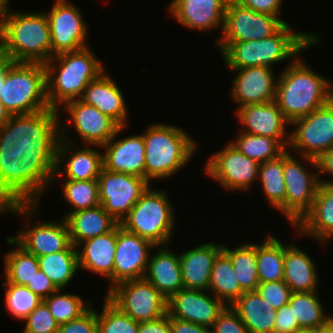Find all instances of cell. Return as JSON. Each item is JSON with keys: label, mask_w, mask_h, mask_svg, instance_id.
I'll list each match as a JSON object with an SVG mask.
<instances>
[{"label": "cell", "mask_w": 333, "mask_h": 333, "mask_svg": "<svg viewBox=\"0 0 333 333\" xmlns=\"http://www.w3.org/2000/svg\"><path fill=\"white\" fill-rule=\"evenodd\" d=\"M155 245L137 234L117 225V244L113 264V287L117 284L144 278L150 252Z\"/></svg>", "instance_id": "17"}, {"label": "cell", "mask_w": 333, "mask_h": 333, "mask_svg": "<svg viewBox=\"0 0 333 333\" xmlns=\"http://www.w3.org/2000/svg\"><path fill=\"white\" fill-rule=\"evenodd\" d=\"M185 130L166 123H154L143 133L145 179L167 180L193 158L198 142Z\"/></svg>", "instance_id": "6"}, {"label": "cell", "mask_w": 333, "mask_h": 333, "mask_svg": "<svg viewBox=\"0 0 333 333\" xmlns=\"http://www.w3.org/2000/svg\"><path fill=\"white\" fill-rule=\"evenodd\" d=\"M208 291L226 306H231L244 292L236 278L232 261L223 250L214 260Z\"/></svg>", "instance_id": "34"}, {"label": "cell", "mask_w": 333, "mask_h": 333, "mask_svg": "<svg viewBox=\"0 0 333 333\" xmlns=\"http://www.w3.org/2000/svg\"><path fill=\"white\" fill-rule=\"evenodd\" d=\"M286 23L281 18L248 9L236 0H228L222 35L215 43L233 44L268 38Z\"/></svg>", "instance_id": "13"}, {"label": "cell", "mask_w": 333, "mask_h": 333, "mask_svg": "<svg viewBox=\"0 0 333 333\" xmlns=\"http://www.w3.org/2000/svg\"><path fill=\"white\" fill-rule=\"evenodd\" d=\"M236 72L229 96L238 107L263 104L275 100L277 79L274 69L267 66H253L230 69Z\"/></svg>", "instance_id": "20"}, {"label": "cell", "mask_w": 333, "mask_h": 333, "mask_svg": "<svg viewBox=\"0 0 333 333\" xmlns=\"http://www.w3.org/2000/svg\"><path fill=\"white\" fill-rule=\"evenodd\" d=\"M277 76L275 102L286 119L309 115L333 98V84L297 57Z\"/></svg>", "instance_id": "4"}, {"label": "cell", "mask_w": 333, "mask_h": 333, "mask_svg": "<svg viewBox=\"0 0 333 333\" xmlns=\"http://www.w3.org/2000/svg\"><path fill=\"white\" fill-rule=\"evenodd\" d=\"M172 333H212L211 328L170 317Z\"/></svg>", "instance_id": "54"}, {"label": "cell", "mask_w": 333, "mask_h": 333, "mask_svg": "<svg viewBox=\"0 0 333 333\" xmlns=\"http://www.w3.org/2000/svg\"><path fill=\"white\" fill-rule=\"evenodd\" d=\"M69 138L48 131L37 141L32 158L20 169L21 184L38 200L58 177L75 181L97 180L99 177L103 169V153L93 148L101 149V146L87 145L74 152L73 148L77 146Z\"/></svg>", "instance_id": "1"}, {"label": "cell", "mask_w": 333, "mask_h": 333, "mask_svg": "<svg viewBox=\"0 0 333 333\" xmlns=\"http://www.w3.org/2000/svg\"><path fill=\"white\" fill-rule=\"evenodd\" d=\"M0 35L10 61L45 64L52 58L45 12H14L9 8L0 21Z\"/></svg>", "instance_id": "7"}, {"label": "cell", "mask_w": 333, "mask_h": 333, "mask_svg": "<svg viewBox=\"0 0 333 333\" xmlns=\"http://www.w3.org/2000/svg\"><path fill=\"white\" fill-rule=\"evenodd\" d=\"M294 333H318V329L300 328Z\"/></svg>", "instance_id": "60"}, {"label": "cell", "mask_w": 333, "mask_h": 333, "mask_svg": "<svg viewBox=\"0 0 333 333\" xmlns=\"http://www.w3.org/2000/svg\"><path fill=\"white\" fill-rule=\"evenodd\" d=\"M80 100L88 105L95 106L120 127L127 126L128 111L124 93L122 94L116 81L112 79V76L105 74V71L88 84Z\"/></svg>", "instance_id": "26"}, {"label": "cell", "mask_w": 333, "mask_h": 333, "mask_svg": "<svg viewBox=\"0 0 333 333\" xmlns=\"http://www.w3.org/2000/svg\"><path fill=\"white\" fill-rule=\"evenodd\" d=\"M11 237L27 252L37 257L61 252L71 244L69 227L65 218H62L61 222L38 220V223L24 228Z\"/></svg>", "instance_id": "24"}, {"label": "cell", "mask_w": 333, "mask_h": 333, "mask_svg": "<svg viewBox=\"0 0 333 333\" xmlns=\"http://www.w3.org/2000/svg\"><path fill=\"white\" fill-rule=\"evenodd\" d=\"M37 150V141L10 115L0 102V154L22 168Z\"/></svg>", "instance_id": "30"}, {"label": "cell", "mask_w": 333, "mask_h": 333, "mask_svg": "<svg viewBox=\"0 0 333 333\" xmlns=\"http://www.w3.org/2000/svg\"><path fill=\"white\" fill-rule=\"evenodd\" d=\"M256 244V261L259 283L284 279V244L274 235H267Z\"/></svg>", "instance_id": "35"}, {"label": "cell", "mask_w": 333, "mask_h": 333, "mask_svg": "<svg viewBox=\"0 0 333 333\" xmlns=\"http://www.w3.org/2000/svg\"><path fill=\"white\" fill-rule=\"evenodd\" d=\"M58 333H97V310L92 305L78 318L60 325Z\"/></svg>", "instance_id": "48"}, {"label": "cell", "mask_w": 333, "mask_h": 333, "mask_svg": "<svg viewBox=\"0 0 333 333\" xmlns=\"http://www.w3.org/2000/svg\"><path fill=\"white\" fill-rule=\"evenodd\" d=\"M258 179L269 204L285 215L286 186L283 175V154L274 160L260 164Z\"/></svg>", "instance_id": "40"}, {"label": "cell", "mask_w": 333, "mask_h": 333, "mask_svg": "<svg viewBox=\"0 0 333 333\" xmlns=\"http://www.w3.org/2000/svg\"><path fill=\"white\" fill-rule=\"evenodd\" d=\"M23 321H26L23 333H58L59 325L44 301Z\"/></svg>", "instance_id": "46"}, {"label": "cell", "mask_w": 333, "mask_h": 333, "mask_svg": "<svg viewBox=\"0 0 333 333\" xmlns=\"http://www.w3.org/2000/svg\"><path fill=\"white\" fill-rule=\"evenodd\" d=\"M97 311V333H138L139 323L124 314L107 297Z\"/></svg>", "instance_id": "45"}, {"label": "cell", "mask_w": 333, "mask_h": 333, "mask_svg": "<svg viewBox=\"0 0 333 333\" xmlns=\"http://www.w3.org/2000/svg\"><path fill=\"white\" fill-rule=\"evenodd\" d=\"M286 23L276 34L252 41L233 44H216L221 52L224 64L229 69H242L253 66H267L296 59V55L320 42L319 34L296 32ZM294 57V59H293Z\"/></svg>", "instance_id": "3"}, {"label": "cell", "mask_w": 333, "mask_h": 333, "mask_svg": "<svg viewBox=\"0 0 333 333\" xmlns=\"http://www.w3.org/2000/svg\"><path fill=\"white\" fill-rule=\"evenodd\" d=\"M0 102L36 141L51 130L55 113L47 100L44 64L9 60Z\"/></svg>", "instance_id": "2"}, {"label": "cell", "mask_w": 333, "mask_h": 333, "mask_svg": "<svg viewBox=\"0 0 333 333\" xmlns=\"http://www.w3.org/2000/svg\"><path fill=\"white\" fill-rule=\"evenodd\" d=\"M8 57L5 49V44L2 36L0 35V69L8 62Z\"/></svg>", "instance_id": "56"}, {"label": "cell", "mask_w": 333, "mask_h": 333, "mask_svg": "<svg viewBox=\"0 0 333 333\" xmlns=\"http://www.w3.org/2000/svg\"><path fill=\"white\" fill-rule=\"evenodd\" d=\"M62 107L69 115V118L63 121L60 116H54L51 131L56 136H68L67 131L69 129L67 127H70L68 124L72 122L75 132L78 133L82 143L103 146L115 135L120 127L113 119L103 114L95 106L88 105L80 99L68 101ZM60 119L65 123L60 122Z\"/></svg>", "instance_id": "10"}, {"label": "cell", "mask_w": 333, "mask_h": 333, "mask_svg": "<svg viewBox=\"0 0 333 333\" xmlns=\"http://www.w3.org/2000/svg\"><path fill=\"white\" fill-rule=\"evenodd\" d=\"M151 254L144 278L149 281L167 300L184 288L179 254L168 246H156Z\"/></svg>", "instance_id": "28"}, {"label": "cell", "mask_w": 333, "mask_h": 333, "mask_svg": "<svg viewBox=\"0 0 333 333\" xmlns=\"http://www.w3.org/2000/svg\"><path fill=\"white\" fill-rule=\"evenodd\" d=\"M62 291L58 289L43 300L59 326L78 318L92 306V303L84 302L79 295L62 294Z\"/></svg>", "instance_id": "43"}, {"label": "cell", "mask_w": 333, "mask_h": 333, "mask_svg": "<svg viewBox=\"0 0 333 333\" xmlns=\"http://www.w3.org/2000/svg\"><path fill=\"white\" fill-rule=\"evenodd\" d=\"M5 289V306L15 319L23 321L42 301L26 286L2 283Z\"/></svg>", "instance_id": "44"}, {"label": "cell", "mask_w": 333, "mask_h": 333, "mask_svg": "<svg viewBox=\"0 0 333 333\" xmlns=\"http://www.w3.org/2000/svg\"><path fill=\"white\" fill-rule=\"evenodd\" d=\"M318 333H333V318L320 329H318Z\"/></svg>", "instance_id": "58"}, {"label": "cell", "mask_w": 333, "mask_h": 333, "mask_svg": "<svg viewBox=\"0 0 333 333\" xmlns=\"http://www.w3.org/2000/svg\"><path fill=\"white\" fill-rule=\"evenodd\" d=\"M9 2L10 0H0V21L10 8L8 5Z\"/></svg>", "instance_id": "57"}, {"label": "cell", "mask_w": 333, "mask_h": 333, "mask_svg": "<svg viewBox=\"0 0 333 333\" xmlns=\"http://www.w3.org/2000/svg\"><path fill=\"white\" fill-rule=\"evenodd\" d=\"M7 74V63L0 69V93L2 90V85L5 83V77Z\"/></svg>", "instance_id": "59"}, {"label": "cell", "mask_w": 333, "mask_h": 333, "mask_svg": "<svg viewBox=\"0 0 333 333\" xmlns=\"http://www.w3.org/2000/svg\"><path fill=\"white\" fill-rule=\"evenodd\" d=\"M300 236H311L323 244L333 238V182L320 183L311 210L294 227Z\"/></svg>", "instance_id": "27"}, {"label": "cell", "mask_w": 333, "mask_h": 333, "mask_svg": "<svg viewBox=\"0 0 333 333\" xmlns=\"http://www.w3.org/2000/svg\"><path fill=\"white\" fill-rule=\"evenodd\" d=\"M65 220L69 227L70 241L75 247L83 241L109 233L119 224L101 204L72 212Z\"/></svg>", "instance_id": "32"}, {"label": "cell", "mask_w": 333, "mask_h": 333, "mask_svg": "<svg viewBox=\"0 0 333 333\" xmlns=\"http://www.w3.org/2000/svg\"><path fill=\"white\" fill-rule=\"evenodd\" d=\"M38 202L21 184L20 168L0 154V215L8 212L24 218L29 216L24 219L28 220L36 215Z\"/></svg>", "instance_id": "22"}, {"label": "cell", "mask_w": 333, "mask_h": 333, "mask_svg": "<svg viewBox=\"0 0 333 333\" xmlns=\"http://www.w3.org/2000/svg\"><path fill=\"white\" fill-rule=\"evenodd\" d=\"M125 127H119L115 135L103 146V168L145 179V145L142 134L118 138ZM117 137V138H116Z\"/></svg>", "instance_id": "21"}, {"label": "cell", "mask_w": 333, "mask_h": 333, "mask_svg": "<svg viewBox=\"0 0 333 333\" xmlns=\"http://www.w3.org/2000/svg\"><path fill=\"white\" fill-rule=\"evenodd\" d=\"M211 330L212 333H250L231 306L223 310Z\"/></svg>", "instance_id": "49"}, {"label": "cell", "mask_w": 333, "mask_h": 333, "mask_svg": "<svg viewBox=\"0 0 333 333\" xmlns=\"http://www.w3.org/2000/svg\"><path fill=\"white\" fill-rule=\"evenodd\" d=\"M206 292L199 289H180L168 299L167 314L211 328L227 306L212 293Z\"/></svg>", "instance_id": "18"}, {"label": "cell", "mask_w": 333, "mask_h": 333, "mask_svg": "<svg viewBox=\"0 0 333 333\" xmlns=\"http://www.w3.org/2000/svg\"><path fill=\"white\" fill-rule=\"evenodd\" d=\"M6 242L14 246V249L5 253V280L2 283L26 286L40 269L38 258L34 254L27 252L11 236L7 237Z\"/></svg>", "instance_id": "37"}, {"label": "cell", "mask_w": 333, "mask_h": 333, "mask_svg": "<svg viewBox=\"0 0 333 333\" xmlns=\"http://www.w3.org/2000/svg\"><path fill=\"white\" fill-rule=\"evenodd\" d=\"M291 153L288 149L283 153L285 216L289 224L295 227L311 210L320 186V177L317 171L310 173V169Z\"/></svg>", "instance_id": "12"}, {"label": "cell", "mask_w": 333, "mask_h": 333, "mask_svg": "<svg viewBox=\"0 0 333 333\" xmlns=\"http://www.w3.org/2000/svg\"><path fill=\"white\" fill-rule=\"evenodd\" d=\"M116 244L117 226L109 233L83 241L76 247L79 269L106 277L110 284L107 293L113 288V264ZM80 246L81 251L79 250Z\"/></svg>", "instance_id": "25"}, {"label": "cell", "mask_w": 333, "mask_h": 333, "mask_svg": "<svg viewBox=\"0 0 333 333\" xmlns=\"http://www.w3.org/2000/svg\"><path fill=\"white\" fill-rule=\"evenodd\" d=\"M231 307L250 333H273L276 309L257 291L243 292Z\"/></svg>", "instance_id": "33"}, {"label": "cell", "mask_w": 333, "mask_h": 333, "mask_svg": "<svg viewBox=\"0 0 333 333\" xmlns=\"http://www.w3.org/2000/svg\"><path fill=\"white\" fill-rule=\"evenodd\" d=\"M205 164V175L230 191L247 190L258 179L260 164L245 156L230 142Z\"/></svg>", "instance_id": "14"}, {"label": "cell", "mask_w": 333, "mask_h": 333, "mask_svg": "<svg viewBox=\"0 0 333 333\" xmlns=\"http://www.w3.org/2000/svg\"><path fill=\"white\" fill-rule=\"evenodd\" d=\"M291 126L294 130L288 150L298 152L305 164L318 169L316 160L333 148V98L309 115L294 120Z\"/></svg>", "instance_id": "9"}, {"label": "cell", "mask_w": 333, "mask_h": 333, "mask_svg": "<svg viewBox=\"0 0 333 333\" xmlns=\"http://www.w3.org/2000/svg\"><path fill=\"white\" fill-rule=\"evenodd\" d=\"M318 292H295L291 294L288 304L293 309L299 328L320 329L333 317L324 312Z\"/></svg>", "instance_id": "38"}, {"label": "cell", "mask_w": 333, "mask_h": 333, "mask_svg": "<svg viewBox=\"0 0 333 333\" xmlns=\"http://www.w3.org/2000/svg\"><path fill=\"white\" fill-rule=\"evenodd\" d=\"M50 29L52 58L87 47L88 26L81 10L68 0H54L45 13Z\"/></svg>", "instance_id": "15"}, {"label": "cell", "mask_w": 333, "mask_h": 333, "mask_svg": "<svg viewBox=\"0 0 333 333\" xmlns=\"http://www.w3.org/2000/svg\"><path fill=\"white\" fill-rule=\"evenodd\" d=\"M228 0H171L168 11L185 28L223 31Z\"/></svg>", "instance_id": "23"}, {"label": "cell", "mask_w": 333, "mask_h": 333, "mask_svg": "<svg viewBox=\"0 0 333 333\" xmlns=\"http://www.w3.org/2000/svg\"><path fill=\"white\" fill-rule=\"evenodd\" d=\"M148 188L120 222L126 231L139 235L155 246H164L173 238L174 209L167 192Z\"/></svg>", "instance_id": "8"}, {"label": "cell", "mask_w": 333, "mask_h": 333, "mask_svg": "<svg viewBox=\"0 0 333 333\" xmlns=\"http://www.w3.org/2000/svg\"><path fill=\"white\" fill-rule=\"evenodd\" d=\"M242 6L257 13H266L280 18L283 0H236Z\"/></svg>", "instance_id": "52"}, {"label": "cell", "mask_w": 333, "mask_h": 333, "mask_svg": "<svg viewBox=\"0 0 333 333\" xmlns=\"http://www.w3.org/2000/svg\"><path fill=\"white\" fill-rule=\"evenodd\" d=\"M299 328L297 318H294L293 309L289 304L283 305L276 310L273 333H294Z\"/></svg>", "instance_id": "50"}, {"label": "cell", "mask_w": 333, "mask_h": 333, "mask_svg": "<svg viewBox=\"0 0 333 333\" xmlns=\"http://www.w3.org/2000/svg\"><path fill=\"white\" fill-rule=\"evenodd\" d=\"M61 185L65 201L70 204V207L72 206L63 218H66L72 212L93 208L101 204L97 180L75 181L65 179Z\"/></svg>", "instance_id": "42"}, {"label": "cell", "mask_w": 333, "mask_h": 333, "mask_svg": "<svg viewBox=\"0 0 333 333\" xmlns=\"http://www.w3.org/2000/svg\"><path fill=\"white\" fill-rule=\"evenodd\" d=\"M103 209L119 224L151 185L146 179L102 169L97 179Z\"/></svg>", "instance_id": "16"}, {"label": "cell", "mask_w": 333, "mask_h": 333, "mask_svg": "<svg viewBox=\"0 0 333 333\" xmlns=\"http://www.w3.org/2000/svg\"><path fill=\"white\" fill-rule=\"evenodd\" d=\"M223 244L208 242L179 253L184 288L208 291L211 270Z\"/></svg>", "instance_id": "29"}, {"label": "cell", "mask_w": 333, "mask_h": 333, "mask_svg": "<svg viewBox=\"0 0 333 333\" xmlns=\"http://www.w3.org/2000/svg\"><path fill=\"white\" fill-rule=\"evenodd\" d=\"M256 291L274 309H280L288 304L292 291L283 281L259 283Z\"/></svg>", "instance_id": "47"}, {"label": "cell", "mask_w": 333, "mask_h": 333, "mask_svg": "<svg viewBox=\"0 0 333 333\" xmlns=\"http://www.w3.org/2000/svg\"><path fill=\"white\" fill-rule=\"evenodd\" d=\"M236 119L240 122V131L268 136L276 139L286 150L290 142V132L287 134V127L291 123L286 119L275 100L263 103L245 105L236 108ZM287 135V136H286Z\"/></svg>", "instance_id": "19"}, {"label": "cell", "mask_w": 333, "mask_h": 333, "mask_svg": "<svg viewBox=\"0 0 333 333\" xmlns=\"http://www.w3.org/2000/svg\"><path fill=\"white\" fill-rule=\"evenodd\" d=\"M26 287L43 300L58 290L56 285L40 269L27 283Z\"/></svg>", "instance_id": "51"}, {"label": "cell", "mask_w": 333, "mask_h": 333, "mask_svg": "<svg viewBox=\"0 0 333 333\" xmlns=\"http://www.w3.org/2000/svg\"><path fill=\"white\" fill-rule=\"evenodd\" d=\"M317 166H318V174L320 177V174L325 173L333 177V148L329 149L325 153H323L317 160ZM320 179V183H331L333 180H325L322 178Z\"/></svg>", "instance_id": "55"}, {"label": "cell", "mask_w": 333, "mask_h": 333, "mask_svg": "<svg viewBox=\"0 0 333 333\" xmlns=\"http://www.w3.org/2000/svg\"><path fill=\"white\" fill-rule=\"evenodd\" d=\"M44 66L47 100L55 116H61L66 102L80 99L88 84L105 71L88 46L56 55Z\"/></svg>", "instance_id": "5"}, {"label": "cell", "mask_w": 333, "mask_h": 333, "mask_svg": "<svg viewBox=\"0 0 333 333\" xmlns=\"http://www.w3.org/2000/svg\"><path fill=\"white\" fill-rule=\"evenodd\" d=\"M238 137L229 140L241 153L262 164L282 155L286 149L274 138L240 131Z\"/></svg>", "instance_id": "41"}, {"label": "cell", "mask_w": 333, "mask_h": 333, "mask_svg": "<svg viewBox=\"0 0 333 333\" xmlns=\"http://www.w3.org/2000/svg\"><path fill=\"white\" fill-rule=\"evenodd\" d=\"M106 297L136 322L157 320L167 314L168 300L145 278L124 281Z\"/></svg>", "instance_id": "11"}, {"label": "cell", "mask_w": 333, "mask_h": 333, "mask_svg": "<svg viewBox=\"0 0 333 333\" xmlns=\"http://www.w3.org/2000/svg\"><path fill=\"white\" fill-rule=\"evenodd\" d=\"M38 258L39 268L58 289H64L79 271L77 248L71 243L65 250Z\"/></svg>", "instance_id": "36"}, {"label": "cell", "mask_w": 333, "mask_h": 333, "mask_svg": "<svg viewBox=\"0 0 333 333\" xmlns=\"http://www.w3.org/2000/svg\"><path fill=\"white\" fill-rule=\"evenodd\" d=\"M138 333H172L170 316L166 314L157 320L140 322Z\"/></svg>", "instance_id": "53"}, {"label": "cell", "mask_w": 333, "mask_h": 333, "mask_svg": "<svg viewBox=\"0 0 333 333\" xmlns=\"http://www.w3.org/2000/svg\"><path fill=\"white\" fill-rule=\"evenodd\" d=\"M223 251L230 257L236 278L244 292L256 291L259 280L256 261V244L241 243L231 249L223 244Z\"/></svg>", "instance_id": "39"}, {"label": "cell", "mask_w": 333, "mask_h": 333, "mask_svg": "<svg viewBox=\"0 0 333 333\" xmlns=\"http://www.w3.org/2000/svg\"><path fill=\"white\" fill-rule=\"evenodd\" d=\"M312 258L294 244H284L283 281L295 292H313L318 290L319 275Z\"/></svg>", "instance_id": "31"}]
</instances>
